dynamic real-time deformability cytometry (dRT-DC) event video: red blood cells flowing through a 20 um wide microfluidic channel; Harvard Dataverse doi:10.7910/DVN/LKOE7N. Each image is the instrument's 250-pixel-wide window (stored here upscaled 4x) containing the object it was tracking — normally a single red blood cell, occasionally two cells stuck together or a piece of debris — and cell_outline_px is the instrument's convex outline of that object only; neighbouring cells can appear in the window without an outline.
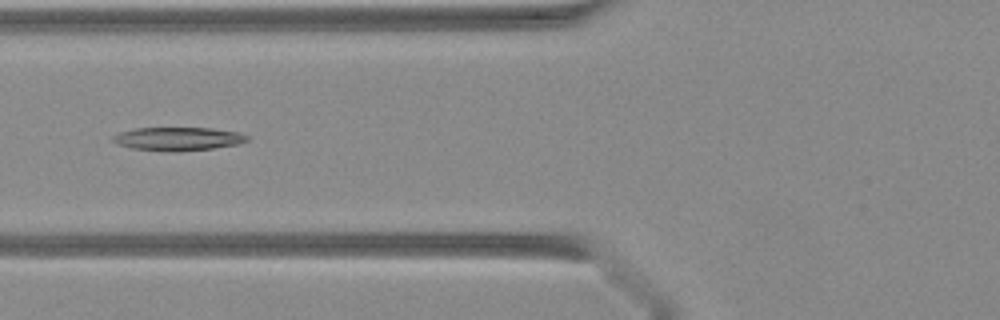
{"species": "Egyptian fruit bat (a non-hibernating species)", "species_latin": "Rousettus aegyptiacus", "temperature_condition": "warm", "stored_images_in_passage": 29, "camera_frame_rate_fps": 3000, "um_per_image_px": 0.085, "animal": {"sex": "female"}, "frame": {"image": 1, "passage_image": 4, "time_ms": 1.0, "image_size_px": [1000, 320], "cell_outline_px": [[248, 140], [236, 144], [212, 148], [176, 152], [132, 148], [116, 144], [112, 140], [112, 136], [120, 132], [136, 128], [212, 128], [236, 132], [248, 136]], "centroid_in_image_um": [15.08, 11.8], "position_along_channel_um": 110.7, "area_um2": 18.09}}
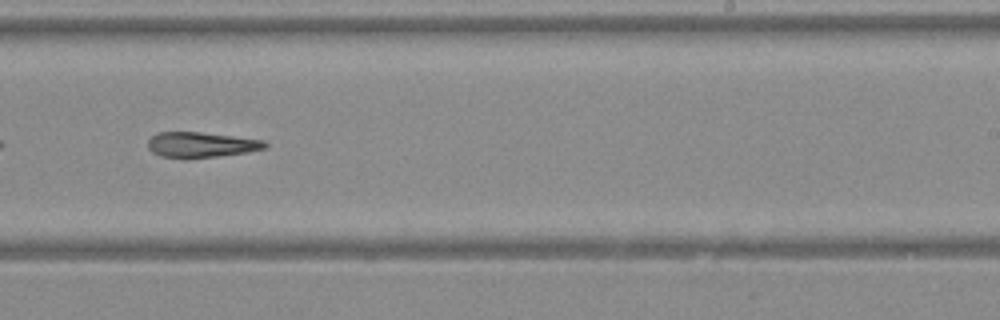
{"frame": {"image": 2, "passage_image": 14, "time_ms": 4.333, "image_size_px": [1000, 320], "cell_outline_px": [[268, 144], [264, 148], [248, 152], [216, 156], [160, 156], [152, 152], [148, 148], [148, 140], [156, 132], [200, 132], [264, 140]], "centroid_in_image_um": [17.09, 12.27], "position_along_channel_um": 271.9, "area_um2": 16.7}}
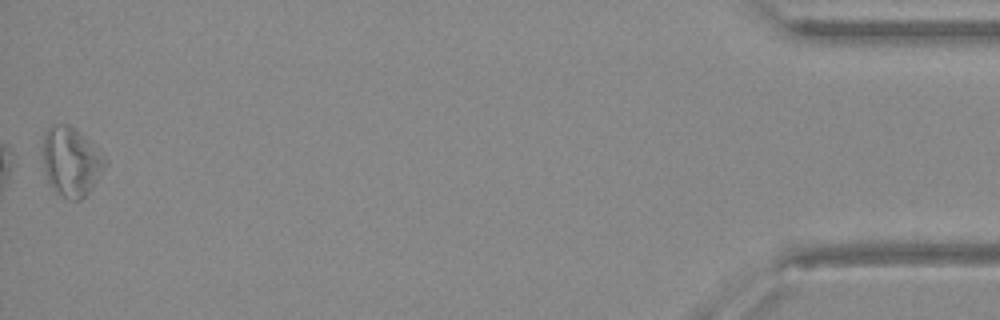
{"frame": {"image": 3, "passage_image": 29, "time_ms": 9.333, "image_size_px": [1000, 320], "cell_outline_px": [[108, 164], [92, 188], [80, 200], [68, 200], [56, 192], [48, 180], [44, 172], [44, 132], [52, 124], [68, 124], [108, 160]], "centroid_in_image_um": [6.04, 13.77], "position_along_channel_um": 429.2, "area_um2": 24.57}}